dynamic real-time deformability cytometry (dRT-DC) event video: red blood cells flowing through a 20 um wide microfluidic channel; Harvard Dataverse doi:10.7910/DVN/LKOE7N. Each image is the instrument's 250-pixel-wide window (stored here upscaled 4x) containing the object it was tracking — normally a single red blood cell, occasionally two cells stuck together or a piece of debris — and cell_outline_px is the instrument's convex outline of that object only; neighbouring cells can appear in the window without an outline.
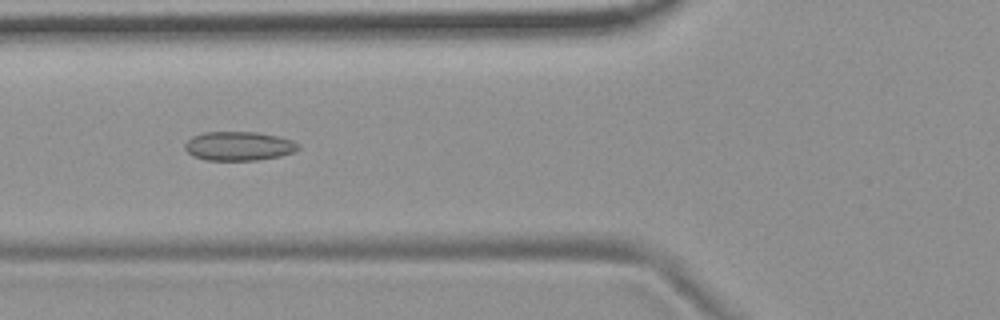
{"species": "common noctule bat (a hibernating species)", "species_latin": "Nyctalus noctula", "temperature_condition": "room temperature", "stored_images_in_passage": 9, "camera_frame_rate_fps": 3000, "um_per_image_px": 0.085, "animal": {"sex": "female", "body_mass_g": 19.9}, "frame": {"image": 1, "passage_image": 4, "time_ms": 3.667, "image_size_px": [1000, 320], "cell_outline_px": [[300, 148], [296, 152], [280, 156], [256, 160], [204, 160], [192, 156], [184, 148], [184, 144], [192, 136], [204, 132], [256, 132], [280, 136], [292, 140], [300, 144]], "centroid_in_image_um": [20.32, 12.41], "position_along_channel_um": 105.5, "area_um2": 19.42}}
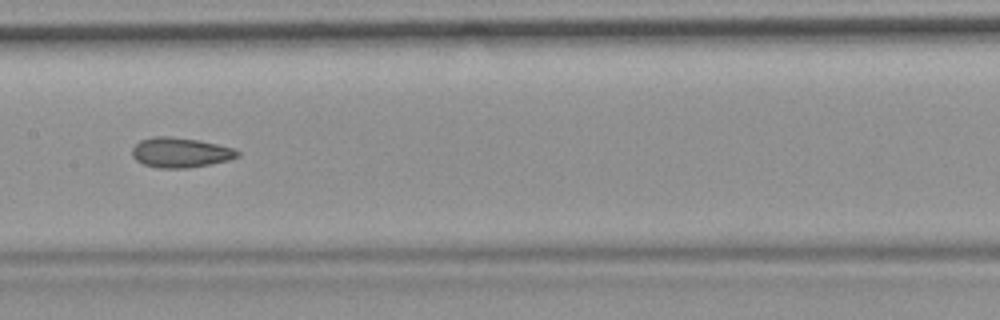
{"frame": {"image": 2, "passage_image": 6, "time_ms": 6.0, "image_size_px": [1000, 320], "cell_outline_px": [[240, 156], [228, 160], [188, 168], [156, 168], [144, 164], [136, 160], [132, 156], [132, 148], [140, 140], [152, 136], [168, 136], [200, 140], [232, 148], [240, 152]], "centroid_in_image_um": [15.3, 12.96], "position_along_channel_um": 192.1, "area_um2": 18.38}}
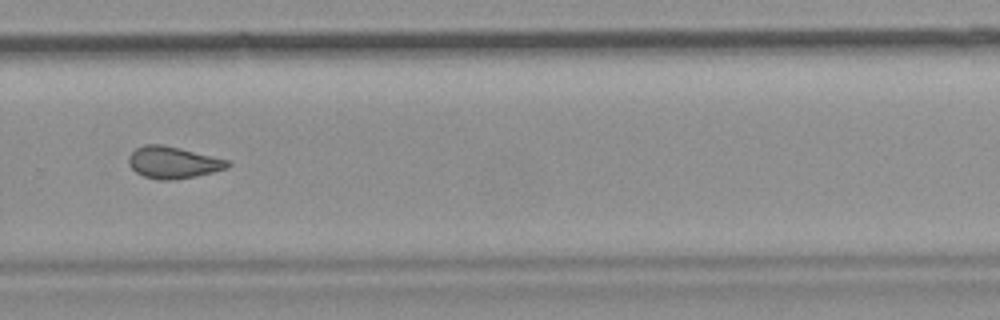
{"frame": {"image": 3, "passage_image": 9, "time_ms": 9.333, "image_size_px": [1000, 320], "cell_outline_px": [[232, 164], [228, 168], [196, 176], [172, 180], [160, 180], [144, 176], [136, 172], [128, 164], [128, 156], [136, 148], [144, 144], [160, 144], [180, 148], [228, 160]], "centroid_in_image_um": [14.7, 13.81], "position_along_channel_um": 315.1, "area_um2": 18.32}}